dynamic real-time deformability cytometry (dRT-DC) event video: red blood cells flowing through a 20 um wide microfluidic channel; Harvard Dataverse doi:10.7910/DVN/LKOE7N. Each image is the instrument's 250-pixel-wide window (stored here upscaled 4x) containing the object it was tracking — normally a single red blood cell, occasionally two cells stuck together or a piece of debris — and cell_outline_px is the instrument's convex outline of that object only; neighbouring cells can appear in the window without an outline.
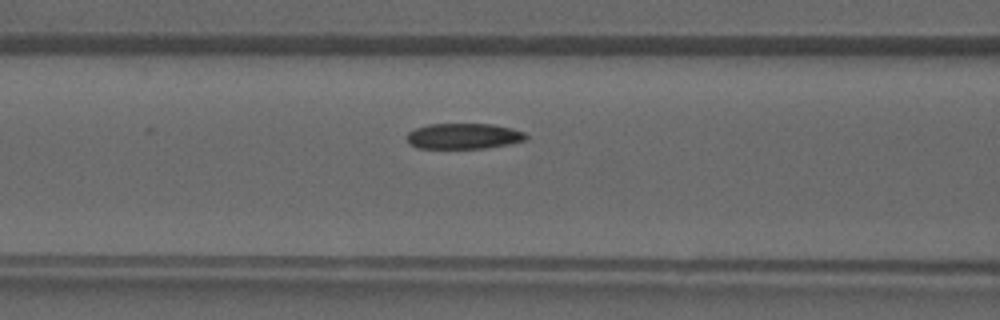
{"species": "common noctule bat (a hibernating species)", "species_latin": "Nyctalus noctula", "temperature_condition": "warm", "stored_images_in_passage": 17, "camera_frame_rate_fps": 3000, "um_per_image_px": 0.085, "animal": {"sex": "male", "forearm_length_mm": 52.5}, "frame": {"image": 1, "passage_image": 4, "time_ms": 1.0, "image_size_px": [1000, 320], "cell_outline_px": [[528, 136], [524, 140], [508, 144], [484, 148], [416, 148], [408, 144], [404, 136], [408, 132], [416, 128], [428, 124], [492, 124], [512, 128], [524, 132]], "centroid_in_image_um": [39.34, 11.57], "position_along_channel_um": 127.3, "area_um2": 17.92}}
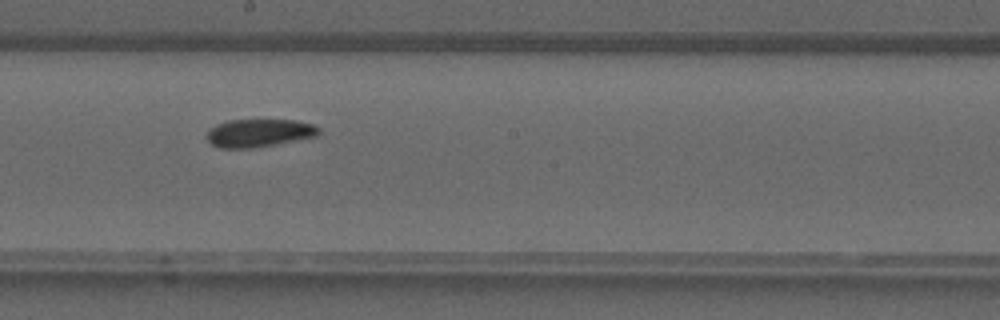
{"frame": {"image": 2, "passage_image": 10, "time_ms": 3.0, "image_size_px": [1000, 320], "cell_outline_px": [[320, 132], [316, 136], [276, 144], [252, 148], [220, 148], [212, 144], [204, 136], [208, 128], [216, 124], [228, 120], [296, 120], [312, 124], [320, 128]], "centroid_in_image_um": [21.97, 11.3], "position_along_channel_um": 226.2, "area_um2": 18.38}}
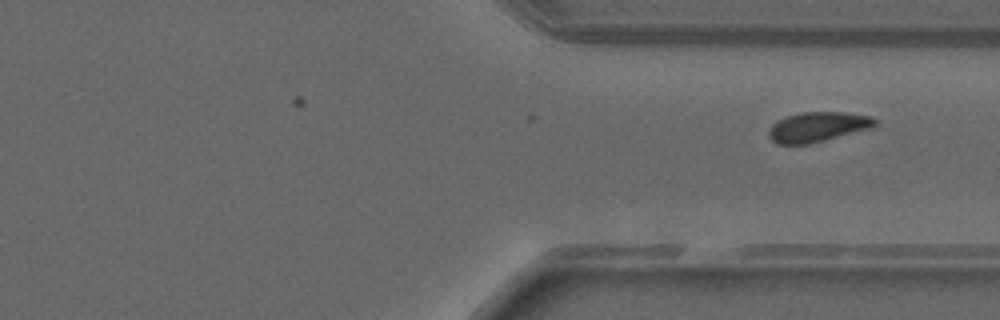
{"frame": {"image": 3, "passage_image": 17, "time_ms": 5.333, "image_size_px": [1000, 320], "cell_outline_px": [[876, 124], [872, 128], [808, 144], [776, 144], [768, 136], [768, 132], [772, 124], [776, 120], [800, 112], [848, 112], [872, 116], [876, 120]], "centroid_in_image_um": [69.5, 10.78], "position_along_channel_um": 341.9, "area_um2": 18.55}}